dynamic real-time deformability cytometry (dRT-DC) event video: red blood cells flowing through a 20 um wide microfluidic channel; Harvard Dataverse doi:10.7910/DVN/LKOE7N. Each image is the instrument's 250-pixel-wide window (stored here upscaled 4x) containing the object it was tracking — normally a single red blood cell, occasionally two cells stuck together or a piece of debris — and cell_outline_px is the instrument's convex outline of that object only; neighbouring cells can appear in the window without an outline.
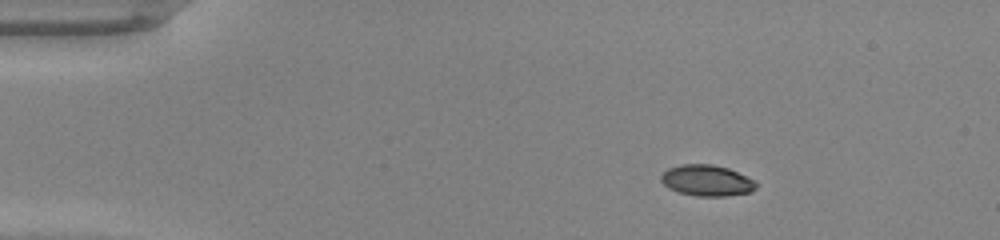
{"species": "common noctule bat (a hibernating species)", "species_latin": "Nyctalus noctula", "temperature_condition": "warm", "stored_images_in_passage": 42, "camera_frame_rate_fps": 3000, "um_per_image_px": 0.085, "animal": {"sex": "male", "body_mass_g": 20.0, "forearm_length_mm": 53.3}, "frame": {"image": 1, "passage_image": 1, "time_ms": 0.0, "image_size_px": [1000, 240], "cell_outline_px": [[756, 188], [748, 192], [724, 196], [696, 196], [680, 192], [668, 188], [660, 180], [660, 176], [668, 168], [680, 164], [712, 164], [728, 168], [752, 180], [756, 184]], "centroid_in_image_um": [60.02, 15.33], "position_along_channel_um": 25.0, "area_um2": 16.94}}
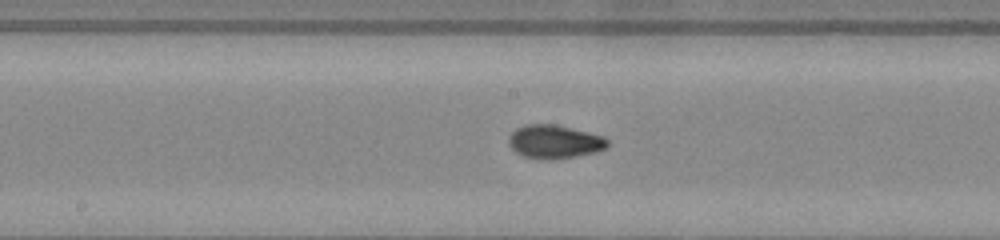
{"frame": {"image": 2, "passage_image": 19, "time_ms": 6.0, "image_size_px": [1000, 240], "cell_outline_px": [[608, 144], [604, 148], [596, 152], [576, 156], [552, 160], [544, 160], [520, 156], [508, 144], [508, 136], [516, 128], [528, 124], [556, 124], [604, 136], [608, 140]], "centroid_in_image_um": [47.1, 12.05], "position_along_channel_um": 201.1, "area_um2": 19.48}}
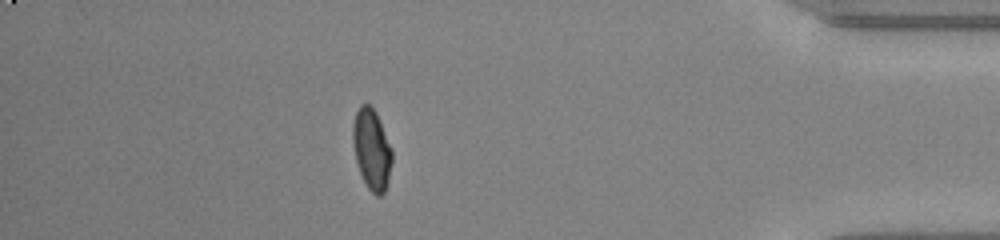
{"frame": {"image": 3, "passage_image": 36, "time_ms": 11.667, "image_size_px": [1000, 240], "cell_outline_px": [[392, 160], [388, 184], [384, 192], [380, 196], [376, 196], [368, 188], [360, 172], [356, 160], [352, 140], [352, 124], [356, 112], [360, 104], [368, 104], [376, 112], [392, 148]], "centroid_in_image_um": [31.6, 12.69], "position_along_channel_um": 403.6, "area_um2": 18.5}, "authors_computed_cell_mechanics": {"area_um2": 18.0914, "velocity_mm_per_s": 4.308, "shape_relaxation_time_tau1_ms": 5.6177, "shape_relaxation_time_tau2_ms": 0.8896, "deformation_change_tau1": 0.2079, "deformation_change_tau2": 0.0452}}